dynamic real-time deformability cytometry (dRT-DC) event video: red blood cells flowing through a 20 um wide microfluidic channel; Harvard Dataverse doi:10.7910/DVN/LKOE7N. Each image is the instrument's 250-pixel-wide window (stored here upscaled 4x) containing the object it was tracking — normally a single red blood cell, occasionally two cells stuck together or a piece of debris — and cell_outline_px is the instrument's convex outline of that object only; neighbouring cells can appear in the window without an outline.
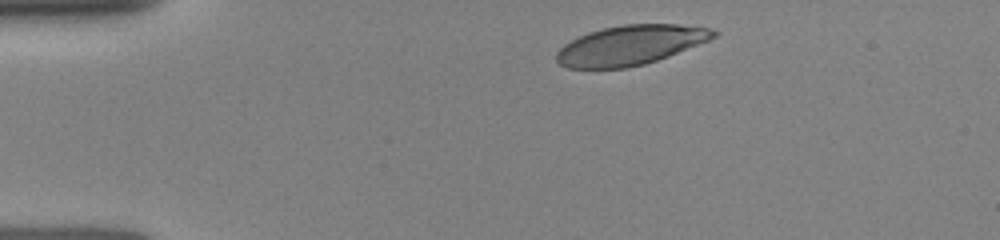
{"species": "human", "species_latin": "Homo sapiens", "temperature_condition": "room temperature", "stored_images_in_passage": 4, "camera_frame_rate_fps": 3000, "um_per_image_px": 0.085, "donor": {"sex": "female"}, "frame": {"image": 1, "passage_image": 1, "time_ms": 0.0, "image_size_px": [1000, 240], "cell_outline_px": [[720, 32], [716, 36], [708, 40], [668, 56], [644, 64], [628, 68], [568, 68], [560, 64], [556, 60], [556, 52], [564, 44], [588, 32], [604, 28], [624, 24], [676, 24], [708, 28]], "centroid_in_image_um": [53.56, 3.84], "position_along_channel_um": 31.4, "area_um2": 35.95}}
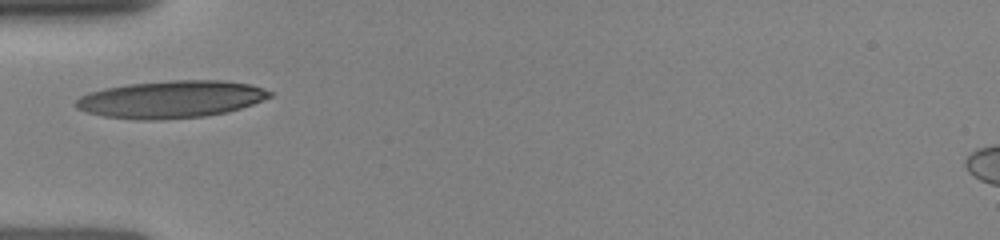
{"frame": {"image": 2, "passage_image": 3, "time_ms": 2.333, "image_size_px": [1000, 240], "cell_outline_px": [[272, 96], [252, 104], [228, 112], [204, 116], [160, 120], [136, 120], [104, 116], [88, 112], [76, 108], [76, 100], [80, 96], [88, 92], [104, 88], [128, 84], [172, 80], [224, 80], [252, 84], [264, 88], [272, 92]], "centroid_in_image_um": [14.55, 8.44], "position_along_channel_um": 70.5, "area_um2": 42.31}}
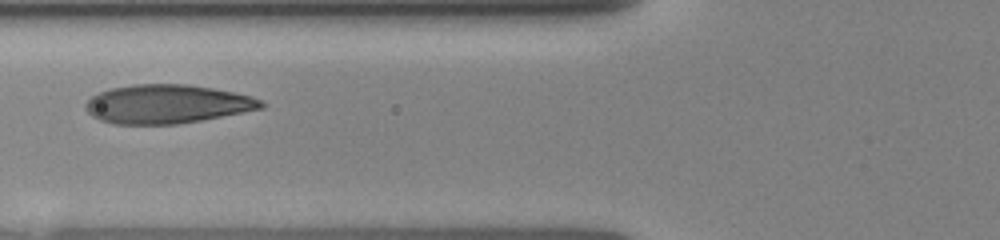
{"frame": {"image": 3, "passage_image": 4, "time_ms": 3.333, "image_size_px": [1000, 240], "cell_outline_px": [[264, 108], [200, 120], [176, 124], [116, 124], [100, 120], [92, 116], [84, 108], [84, 104], [92, 96], [100, 92], [112, 88], [132, 84], [188, 84], [212, 88], [252, 96], [260, 100], [264, 104]], "centroid_in_image_um": [14.17, 8.84], "position_along_channel_um": 111.6, "area_um2": 39.48}}